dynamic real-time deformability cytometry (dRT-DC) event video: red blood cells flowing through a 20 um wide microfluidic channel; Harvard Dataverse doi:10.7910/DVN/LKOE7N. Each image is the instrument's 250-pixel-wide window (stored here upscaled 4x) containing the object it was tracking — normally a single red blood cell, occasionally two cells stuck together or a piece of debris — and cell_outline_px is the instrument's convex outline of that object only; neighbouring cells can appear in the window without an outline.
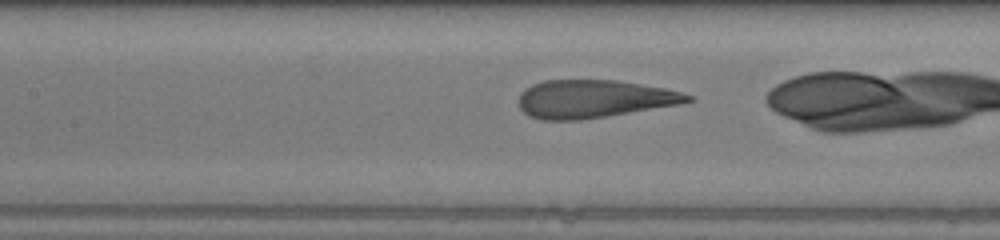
{"species": "human", "species_latin": "Homo sapiens", "temperature_condition": "warm", "stored_images_in_passage": 21, "camera_frame_rate_fps": 3000, "um_per_image_px": 0.085, "donor": {"sex": "female"}, "frame": {"image": 1, "passage_image": 19, "time_ms": 6.0, "image_size_px": [1000, 240], "cell_outline_px": [[696, 100], [680, 104], [580, 120], [540, 120], [528, 116], [520, 108], [520, 92], [524, 88], [532, 84], [544, 80], [616, 80], [664, 88], [696, 96]], "centroid_in_image_um": [50.47, 8.4], "position_along_channel_um": 156.9, "area_um2": 37.4}}